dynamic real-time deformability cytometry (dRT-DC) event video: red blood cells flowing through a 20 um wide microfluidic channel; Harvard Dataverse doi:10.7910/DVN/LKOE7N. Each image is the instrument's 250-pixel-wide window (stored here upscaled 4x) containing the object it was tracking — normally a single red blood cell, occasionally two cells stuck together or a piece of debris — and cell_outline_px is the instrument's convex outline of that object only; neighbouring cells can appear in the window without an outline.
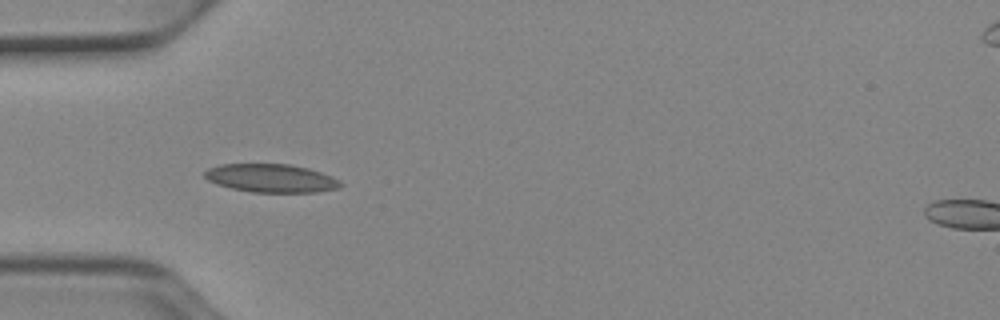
{"species": "Egyptian fruit bat (a non-hibernating species)", "species_latin": "Rousettus aegyptiacus", "temperature_condition": "cold", "stored_images_in_passage": 10, "camera_frame_rate_fps": 3000, "um_per_image_px": 0.085, "animal": {"sex": "female"}, "frame": {"image": 1, "passage_image": 4, "time_ms": 1.0, "image_size_px": [1000, 320], "cell_outline_px": [[344, 184], [340, 188], [316, 192], [252, 192], [232, 188], [216, 184], [208, 180], [204, 176], [204, 172], [208, 168], [220, 164], [288, 164], [308, 168], [332, 176], [340, 180]], "centroid_in_image_um": [23.06, 15.14], "position_along_channel_um": 61.9, "area_um2": 22.48}}
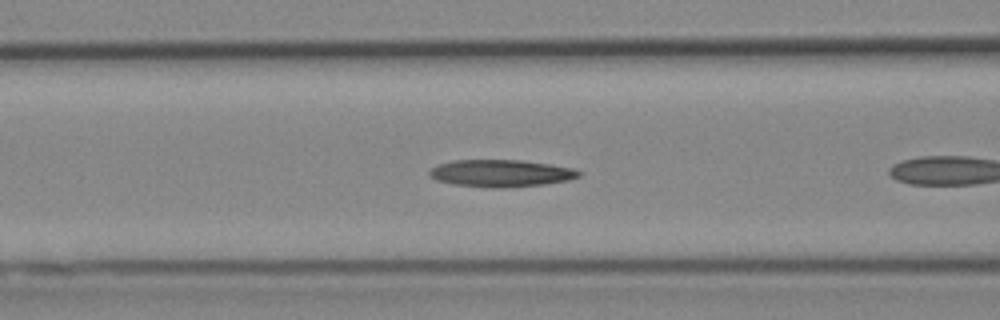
{"frame": {"image": 2, "passage_image": 6, "time_ms": 1.667, "image_size_px": [1000, 320], "cell_outline_px": [[580, 176], [568, 180], [544, 184], [504, 188], [492, 188], [452, 184], [436, 180], [428, 172], [436, 164], [452, 160], [520, 160], [548, 164], [572, 168], [580, 172]], "centroid_in_image_um": [42.54, 14.73], "position_along_channel_um": 124.1, "area_um2": 23.58}}
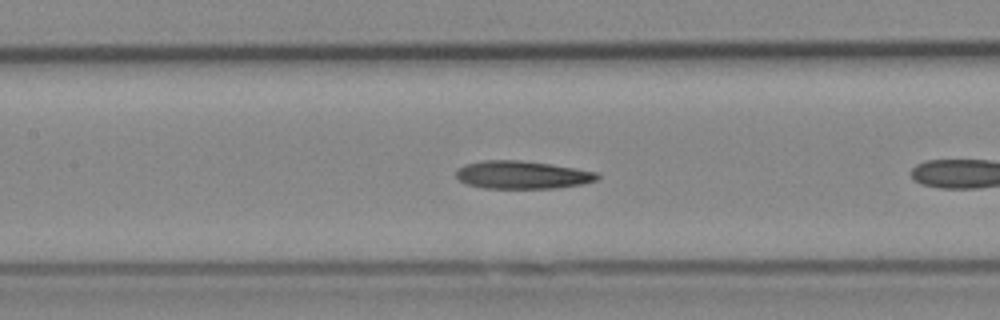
{"frame": {"image": 3, "passage_image": 9, "time_ms": 2.667, "image_size_px": [1000, 320], "cell_outline_px": [[600, 180], [584, 184], [556, 188], [484, 188], [468, 184], [460, 180], [456, 176], [456, 172], [464, 164], [484, 160], [520, 160], [552, 164], [600, 172]], "centroid_in_image_um": [44.47, 14.86], "position_along_channel_um": 162.9, "area_um2": 23.18}}